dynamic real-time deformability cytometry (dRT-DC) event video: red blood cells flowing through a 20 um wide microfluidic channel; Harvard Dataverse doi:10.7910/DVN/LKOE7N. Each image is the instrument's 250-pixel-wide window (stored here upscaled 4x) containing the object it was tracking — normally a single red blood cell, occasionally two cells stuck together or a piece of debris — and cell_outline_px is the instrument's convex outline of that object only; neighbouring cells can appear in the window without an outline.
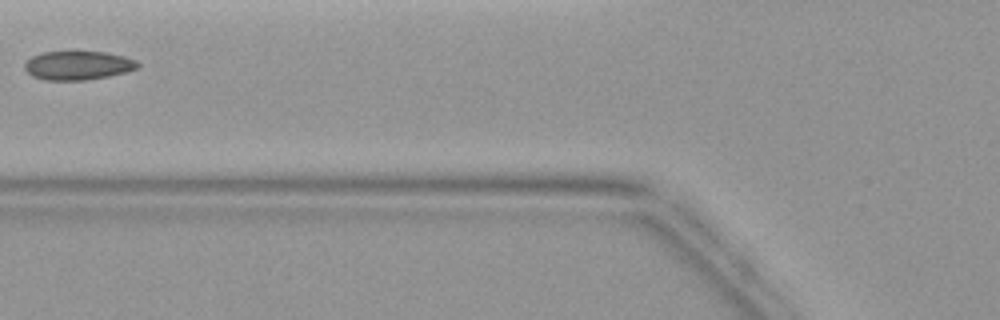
{"species": "common noctule bat (a hibernating species)", "species_latin": "Nyctalus noctula", "temperature_condition": "warm", "stored_images_in_passage": 4, "camera_frame_rate_fps": 3000, "um_per_image_px": 0.085, "animal": {"sex": "female", "body_mass_g": 19.9}, "frame": {"image": 1, "passage_image": 4, "time_ms": 3.667, "image_size_px": [1000, 320], "cell_outline_px": [[140, 64], [136, 68], [128, 72], [108, 76], [84, 80], [44, 80], [32, 76], [24, 68], [24, 64], [32, 56], [40, 52], [104, 52], [124, 56], [136, 60]], "centroid_in_image_um": [6.62, 5.56], "position_along_channel_um": 119.2, "area_um2": 18.96}}